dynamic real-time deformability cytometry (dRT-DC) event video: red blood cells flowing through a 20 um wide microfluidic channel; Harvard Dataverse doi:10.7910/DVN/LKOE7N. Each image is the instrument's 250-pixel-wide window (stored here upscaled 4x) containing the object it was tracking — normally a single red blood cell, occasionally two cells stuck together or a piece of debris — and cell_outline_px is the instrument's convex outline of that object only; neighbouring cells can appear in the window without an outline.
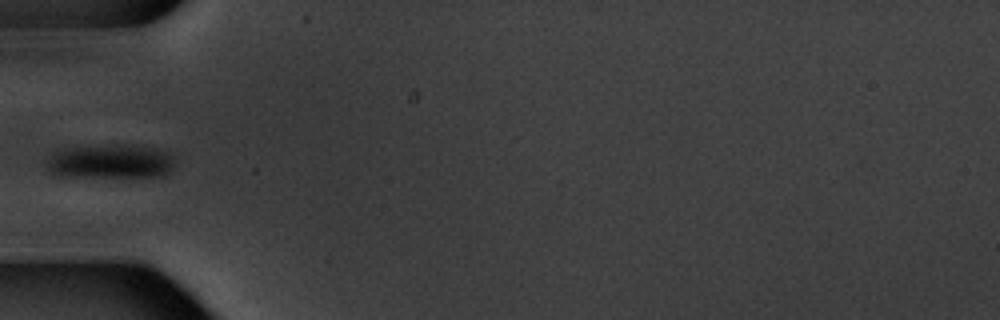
{"species": "common noctule bat (a hibernating species)", "species_latin": "Nyctalus noctula", "temperature_condition": "warm", "stored_images_in_passage": 12, "camera_frame_rate_fps": 3000, "um_per_image_px": 0.085, "animal": {"sex": "male", "body_mass_g": 20.1, "forearm_length_mm": 53.5}, "frame": {"image": 1, "passage_image": 6, "time_ms": 6.667, "image_size_px": [1000, 320], "cell_outline_px": [[176, 164], [168, 172], [160, 176], [52, 176], [44, 168], [44, 164], [56, 152], [64, 148], [108, 144], [132, 144], [156, 148], [168, 152], [172, 156]], "centroid_in_image_um": [9.36, 13.71], "position_along_channel_um": 75.6, "area_um2": 25.89}}